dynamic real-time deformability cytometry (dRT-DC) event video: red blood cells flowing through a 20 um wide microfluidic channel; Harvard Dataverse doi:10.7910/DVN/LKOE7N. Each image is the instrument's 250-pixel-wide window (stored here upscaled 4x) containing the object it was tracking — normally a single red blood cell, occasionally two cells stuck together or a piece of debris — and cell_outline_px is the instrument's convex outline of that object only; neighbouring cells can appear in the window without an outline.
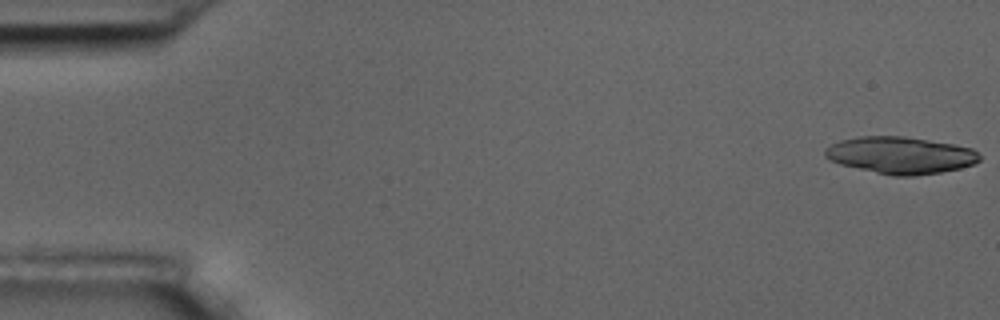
{"species": "common noctule bat (a hibernating species)", "species_latin": "Nyctalus noctula", "temperature_condition": "room temperature", "stored_images_in_passage": 7, "camera_frame_rate_fps": 3000, "um_per_image_px": 0.085, "animal": {"sex": "male", "body_mass_g": 17.5, "forearm_length_mm": 52.3}, "frame": {"image": 1, "passage_image": 1, "time_ms": 0.0, "image_size_px": [1000, 320], "cell_outline_px": [[980, 160], [972, 164], [960, 168], [940, 172], [916, 176], [892, 176], [840, 164], [824, 156], [824, 148], [840, 140], [860, 136], [904, 136], [952, 144], [972, 148], [980, 156]], "centroid_in_image_um": [76.52, 13.19], "position_along_channel_um": 8.5, "area_um2": 33.12}}